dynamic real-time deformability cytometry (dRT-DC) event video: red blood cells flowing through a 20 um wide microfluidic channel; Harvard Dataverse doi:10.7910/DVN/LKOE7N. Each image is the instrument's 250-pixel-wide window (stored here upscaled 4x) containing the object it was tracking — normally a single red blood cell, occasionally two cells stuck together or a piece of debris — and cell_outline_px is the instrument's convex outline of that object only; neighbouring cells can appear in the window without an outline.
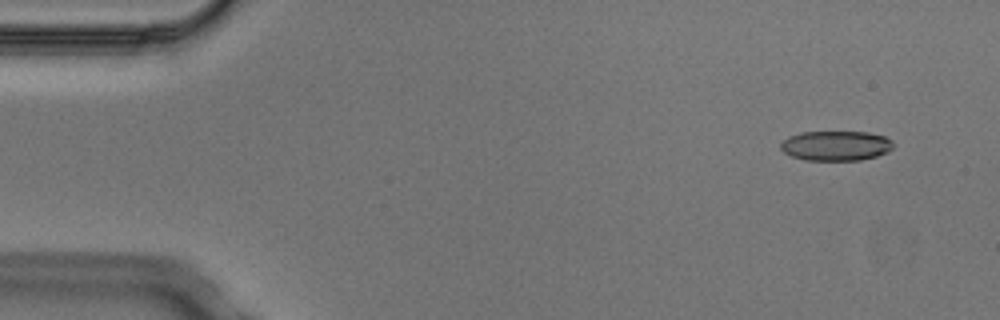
{"species": "Egyptian fruit bat (a non-hibernating species)", "species_latin": "Rousettus aegyptiacus", "temperature_condition": "cold", "stored_images_in_passage": 4, "camera_frame_rate_fps": 3000, "um_per_image_px": 0.085, "animal": {"sex": "male"}, "frame": {"image": 1, "passage_image": 1, "time_ms": 0.0, "image_size_px": [1000, 320], "cell_outline_px": [[892, 148], [888, 152], [876, 156], [860, 160], [804, 160], [792, 156], [784, 152], [780, 148], [780, 144], [788, 136], [800, 132], [868, 132], [884, 136], [892, 140]], "centroid_in_image_um": [71.04, 12.38], "position_along_channel_um": 14.0, "area_um2": 19.59}}
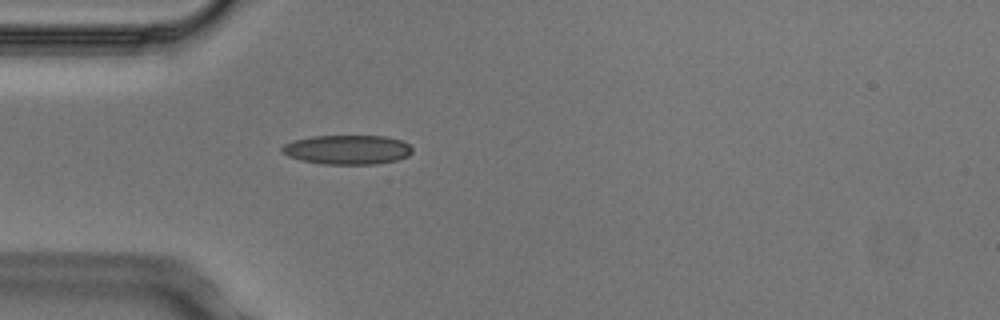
{"frame": {"image": 2, "passage_image": 4, "time_ms": 1.0, "image_size_px": [1000, 320], "cell_outline_px": [[412, 152], [408, 156], [396, 160], [376, 164], [324, 164], [300, 160], [288, 156], [280, 152], [280, 148], [284, 144], [292, 140], [312, 136], [384, 136], [400, 140], [408, 144], [412, 148]], "centroid_in_image_um": [29.48, 12.72], "position_along_channel_um": 55.5, "area_um2": 22.37}}